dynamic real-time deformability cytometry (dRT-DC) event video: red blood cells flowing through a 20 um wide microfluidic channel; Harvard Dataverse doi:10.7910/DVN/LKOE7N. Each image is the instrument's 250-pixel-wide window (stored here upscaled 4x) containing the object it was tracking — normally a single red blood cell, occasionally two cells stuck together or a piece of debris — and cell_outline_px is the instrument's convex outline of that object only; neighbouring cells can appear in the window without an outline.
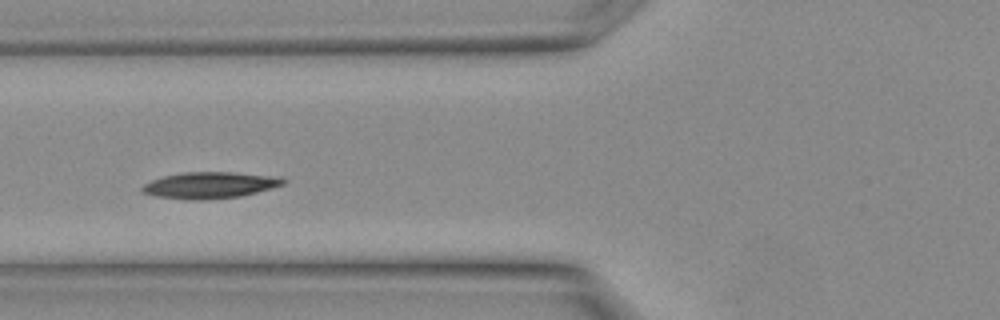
{"species": "Egyptian fruit bat (a non-hibernating species)", "species_latin": "Rousettus aegyptiacus", "temperature_condition": "warm", "stored_images_in_passage": 13, "camera_frame_rate_fps": 3000, "um_per_image_px": 0.085, "animal": {"sex": "female"}, "frame": {"image": 1, "passage_image": 6, "time_ms": 1.667, "image_size_px": [1000, 320], "cell_outline_px": [[288, 180], [284, 184], [272, 188], [240, 196], [204, 200], [184, 200], [156, 196], [140, 192], [140, 188], [144, 184], [152, 180], [164, 176], [184, 172], [232, 172], [280, 176]], "centroid_in_image_um": [17.84, 15.74], "position_along_channel_um": 108.0, "area_um2": 21.91}}
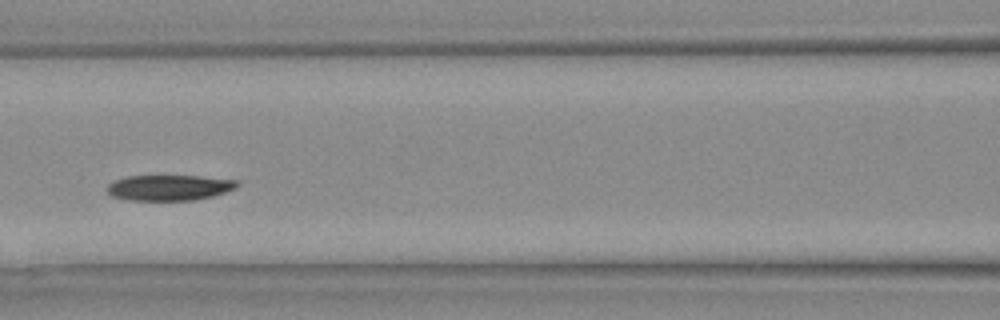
{"frame": {"image": 2, "passage_image": 8, "time_ms": 2.333, "image_size_px": [1000, 320], "cell_outline_px": [[240, 184], [236, 188], [212, 196], [196, 200], [128, 200], [112, 196], [108, 192], [108, 184], [124, 176], [200, 176], [236, 180]], "centroid_in_image_um": [14.39, 15.95], "position_along_channel_um": 152.2, "area_um2": 19.31}}